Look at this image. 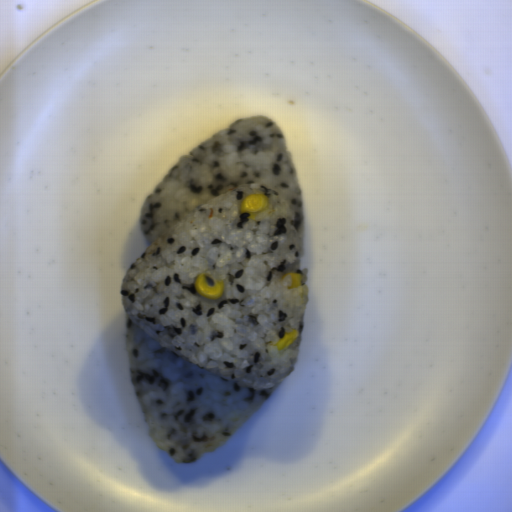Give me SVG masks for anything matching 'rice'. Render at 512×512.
Returning a JSON list of instances; mask_svg holds the SVG:
<instances>
[{
    "mask_svg": "<svg viewBox=\"0 0 512 512\" xmlns=\"http://www.w3.org/2000/svg\"><path fill=\"white\" fill-rule=\"evenodd\" d=\"M265 194L256 220L244 197ZM146 250L122 278L127 364L148 434L176 464L213 452L294 372L309 307L303 197L271 119H238L177 162L146 198ZM288 271L302 285L288 290ZM223 280L217 300L195 280ZM299 335L289 347L275 344Z\"/></svg>",
    "mask_w": 512,
    "mask_h": 512,
    "instance_id": "rice-1",
    "label": "rice"
}]
</instances>
